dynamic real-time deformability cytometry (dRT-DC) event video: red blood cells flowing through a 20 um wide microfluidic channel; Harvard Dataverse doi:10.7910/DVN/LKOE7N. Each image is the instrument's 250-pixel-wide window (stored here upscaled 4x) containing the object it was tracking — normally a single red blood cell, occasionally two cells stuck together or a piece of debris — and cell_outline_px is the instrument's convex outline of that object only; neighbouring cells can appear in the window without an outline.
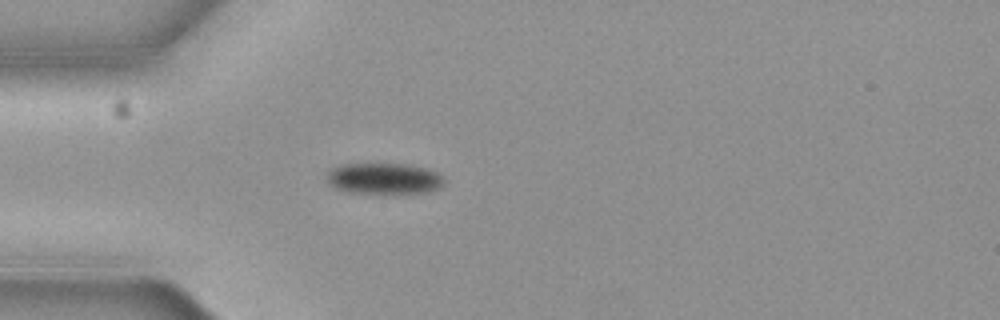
{"species": "common noctule bat (a hibernating species)", "species_latin": "Nyctalus noctula", "temperature_condition": "cold", "stored_images_in_passage": 2, "camera_frame_rate_fps": 3000, "um_per_image_px": 0.085, "animal": {"sex": "female", "body_mass_g": 19.3, "forearm_length_mm": 54.1}, "frame": {"image": 1, "passage_image": 1, "time_ms": 0.0, "image_size_px": [1000, 320], "cell_outline_px": [[444, 184], [440, 188], [428, 192], [396, 196], [384, 196], [348, 192], [336, 188], [328, 184], [328, 172], [332, 168], [344, 164], [404, 164], [424, 168], [436, 172], [444, 176]], "centroid_in_image_um": [32.68, 15.24], "position_along_channel_um": 52.3, "area_um2": 22.2}}